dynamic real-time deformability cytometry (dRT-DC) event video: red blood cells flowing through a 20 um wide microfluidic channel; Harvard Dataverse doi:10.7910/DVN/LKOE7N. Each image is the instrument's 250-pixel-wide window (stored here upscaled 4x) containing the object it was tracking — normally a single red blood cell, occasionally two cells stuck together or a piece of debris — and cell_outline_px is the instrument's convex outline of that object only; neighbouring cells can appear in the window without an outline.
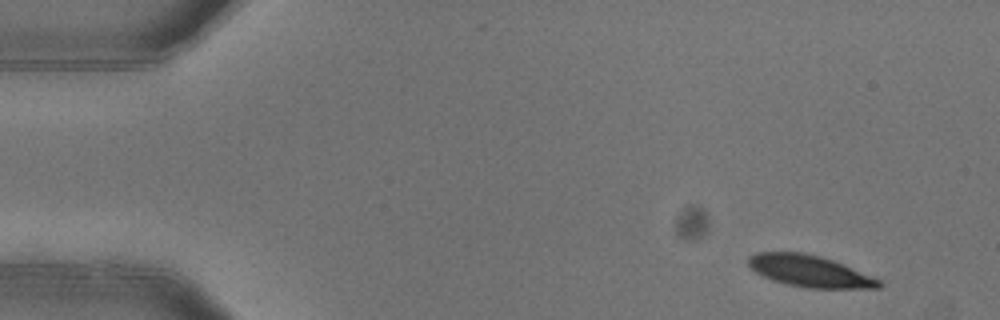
{"species": "common noctule bat (a hibernating species)", "species_latin": "Nyctalus noctula", "temperature_condition": "warm", "stored_images_in_passage": 5, "segment_of_instrument_passage": [1, 2], "camera_frame_rate_fps": 3000, "um_per_image_px": 0.085, "animal": {"sex": "female"}, "frame": {"image": 1, "passage_image": 1, "time_ms": 0.0, "image_size_px": [1000, 320], "cell_outline_px": [[884, 284], [880, 288], [808, 288], [784, 284], [772, 280], [756, 272], [748, 264], [748, 256], [756, 252], [804, 252], [820, 256], [832, 260], [872, 276], [880, 280]], "centroid_in_image_um": [68.81, 23.04], "position_along_channel_um": 16.2, "area_um2": 24.04}}